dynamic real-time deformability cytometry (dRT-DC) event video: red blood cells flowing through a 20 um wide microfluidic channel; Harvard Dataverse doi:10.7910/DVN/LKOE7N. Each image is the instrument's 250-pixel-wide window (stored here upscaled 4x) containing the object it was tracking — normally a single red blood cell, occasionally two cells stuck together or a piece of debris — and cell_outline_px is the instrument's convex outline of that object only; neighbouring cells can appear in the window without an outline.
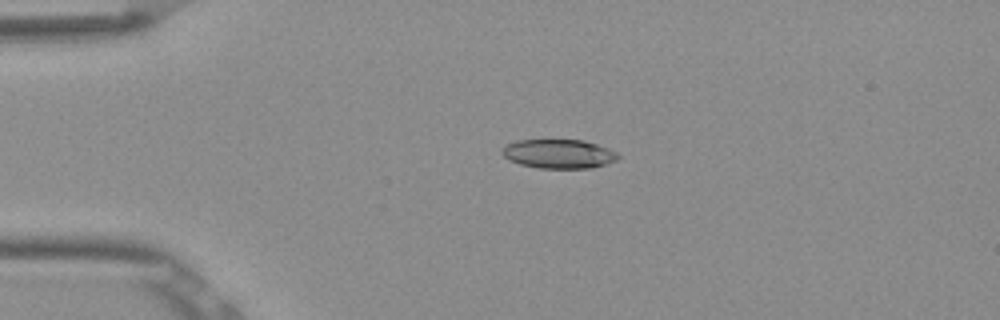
{"species": "Egyptian fruit bat (a non-hibernating species)", "species_latin": "Rousettus aegyptiacus", "temperature_condition": "room temperature", "stored_images_in_passage": 42, "camera_frame_rate_fps": 3000, "um_per_image_px": 0.085, "frame": {"image": 1, "passage_image": 1, "time_ms": 0.0, "image_size_px": [1000, 320], "cell_outline_px": [[620, 156], [616, 160], [608, 164], [592, 168], [536, 168], [520, 164], [508, 160], [500, 152], [504, 144], [516, 140], [584, 140], [608, 148], [616, 152]], "centroid_in_image_um": [47.46, 13.08], "position_along_channel_um": 37.5, "area_um2": 19.88}}
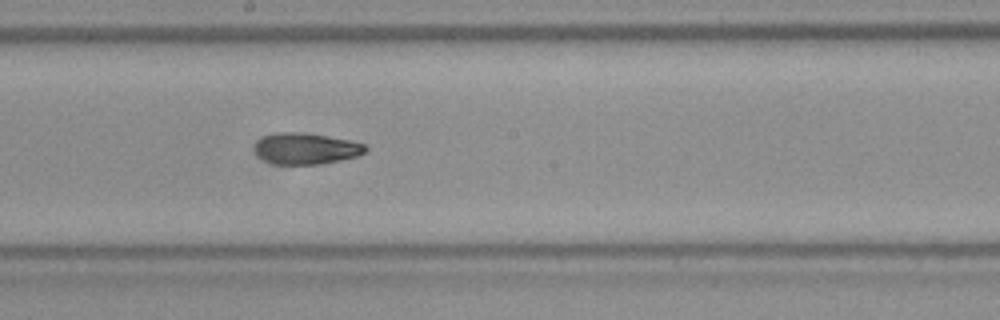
{"frame": {"image": 2, "passage_image": 18, "time_ms": 5.667, "image_size_px": [1000, 320], "cell_outline_px": [[368, 148], [364, 152], [356, 156], [340, 160], [320, 164], [272, 164], [264, 160], [256, 152], [256, 144], [264, 136], [280, 132], [304, 132], [352, 140], [364, 144]], "centroid_in_image_um": [26.04, 12.62], "position_along_channel_um": 222.2, "area_um2": 20.0}}
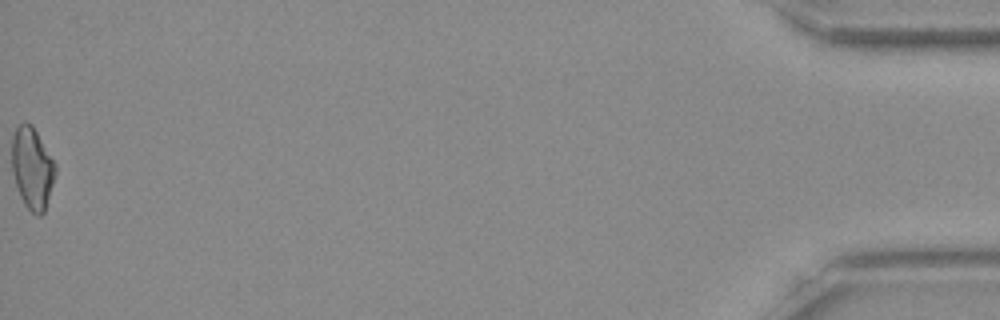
{"frame": {"image": 3, "passage_image": 42, "time_ms": 13.667, "image_size_px": [1000, 320], "cell_outline_px": [[56, 172], [44, 212], [40, 216], [36, 216], [24, 204], [16, 188], [12, 172], [12, 136], [16, 128], [20, 124], [32, 124], [56, 164]], "centroid_in_image_um": [2.73, 14.31], "position_along_channel_um": 432.5, "area_um2": 20.63}, "authors_computed_cell_mechanics": {"area_um2": 20.0855, "velocity_mm_per_s": 3.8703, "shape_relaxation_time_tau1_ms": 6.1944, "shape_relaxation_time_tau2_ms": 3.9436, "deformation_change_tau1": 0.1803, "deformation_change_tau2": 0.0939}}